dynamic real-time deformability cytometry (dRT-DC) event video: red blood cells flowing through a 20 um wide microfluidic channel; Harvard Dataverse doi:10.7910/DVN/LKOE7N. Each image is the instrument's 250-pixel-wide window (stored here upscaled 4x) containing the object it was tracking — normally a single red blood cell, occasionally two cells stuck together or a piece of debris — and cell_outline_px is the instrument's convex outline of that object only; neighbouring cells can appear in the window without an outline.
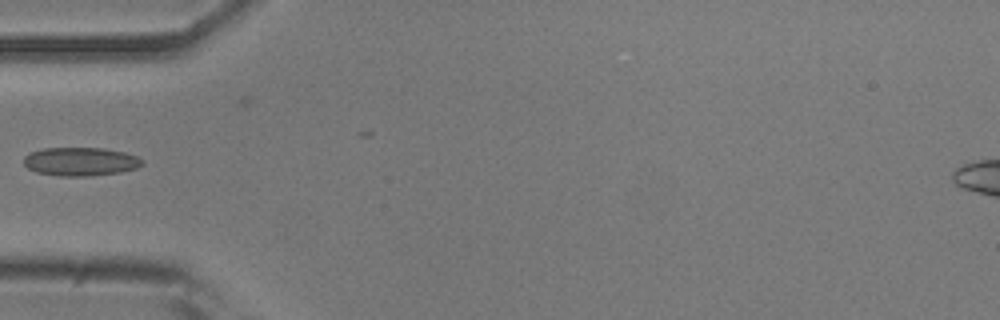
{"species": "common noctule bat (a hibernating species)", "species_latin": "Nyctalus noctula", "temperature_condition": "room temperature", "stored_images_in_passage": 19, "camera_frame_rate_fps": 3000, "um_per_image_px": 0.085, "animal": {"sex": "male", "body_mass_g": 20.5, "forearm_length_mm": 52.5}, "frame": {"image": 1, "passage_image": 1, "time_ms": 0.0, "image_size_px": [1000, 320], "cell_outline_px": [[144, 164], [136, 168], [120, 172], [92, 176], [60, 176], [36, 172], [28, 168], [24, 164], [24, 156], [28, 152], [44, 148], [104, 148], [124, 152], [136, 156], [144, 160]], "centroid_in_image_um": [6.84, 13.73], "position_along_channel_um": 78.2, "area_um2": 19.83}}
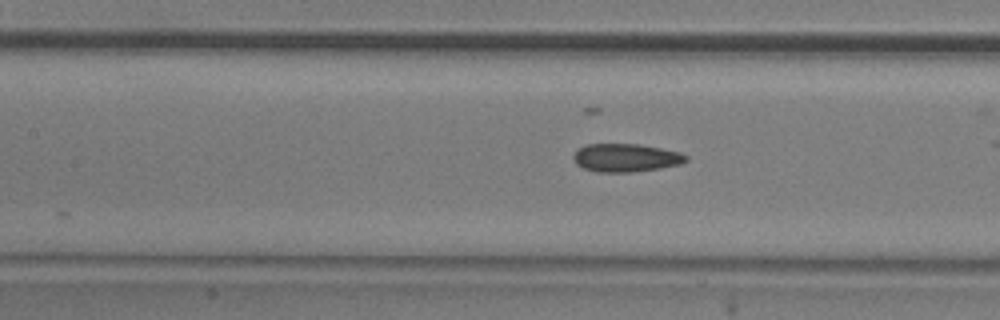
{"frame": {"image": 2, "passage_image": 7, "time_ms": 2.0, "image_size_px": [1000, 320], "cell_outline_px": [[688, 160], [680, 164], [660, 168], [632, 172], [596, 172], [584, 168], [576, 164], [572, 156], [576, 148], [588, 144], [640, 144], [680, 152], [688, 156]], "centroid_in_image_um": [53.17, 13.4], "position_along_channel_um": 154.2, "area_um2": 18.61}}
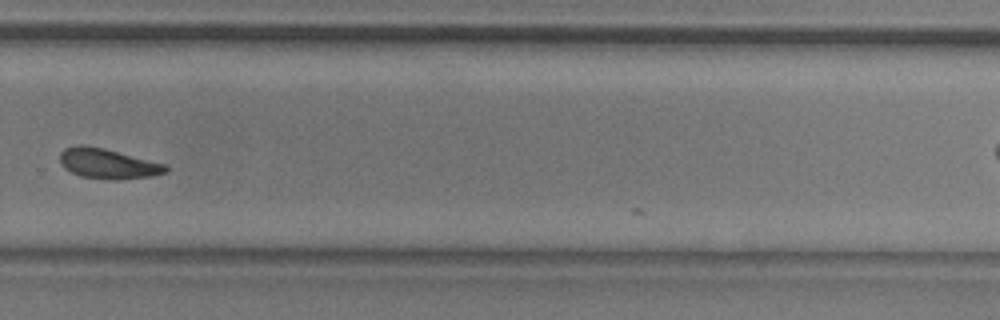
{"frame": {"image": 3, "passage_image": 14, "time_ms": 4.333, "image_size_px": [1000, 320], "cell_outline_px": [[168, 172], [152, 176], [116, 180], [108, 180], [80, 176], [64, 168], [60, 164], [60, 152], [64, 148], [76, 144], [84, 144], [104, 148], [164, 164], [168, 168]], "centroid_in_image_um": [9.12, 13.91], "position_along_channel_um": 320.7, "area_um2": 18.67}}